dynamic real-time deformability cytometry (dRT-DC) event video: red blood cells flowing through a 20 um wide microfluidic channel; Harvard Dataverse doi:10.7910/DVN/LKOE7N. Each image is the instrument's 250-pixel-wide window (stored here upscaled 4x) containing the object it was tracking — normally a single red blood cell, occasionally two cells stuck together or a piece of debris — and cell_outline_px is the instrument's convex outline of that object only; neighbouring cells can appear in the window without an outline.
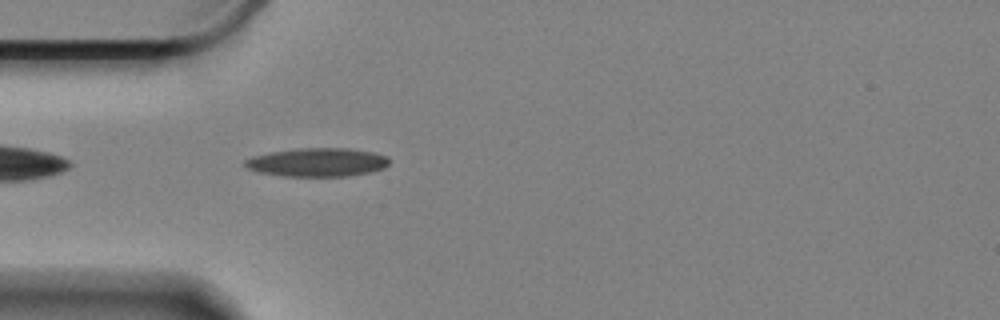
{"species": "Egyptian fruit bat (a non-hibernating species)", "species_latin": "Rousettus aegyptiacus", "temperature_condition": "cold", "stored_images_in_passage": 45, "camera_frame_rate_fps": 3000, "um_per_image_px": 0.085, "animal": {"sex": "female"}, "frame": {"image": 1, "passage_image": 3, "time_ms": 0.667, "image_size_px": [1000, 320], "cell_outline_px": [[388, 164], [384, 168], [368, 172], [348, 176], [284, 176], [256, 172], [248, 168], [244, 164], [244, 160], [252, 156], [272, 152], [300, 148], [348, 148], [376, 152], [388, 156]], "centroid_in_image_um": [26.98, 13.79], "position_along_channel_um": 58.0, "area_um2": 24.04}}
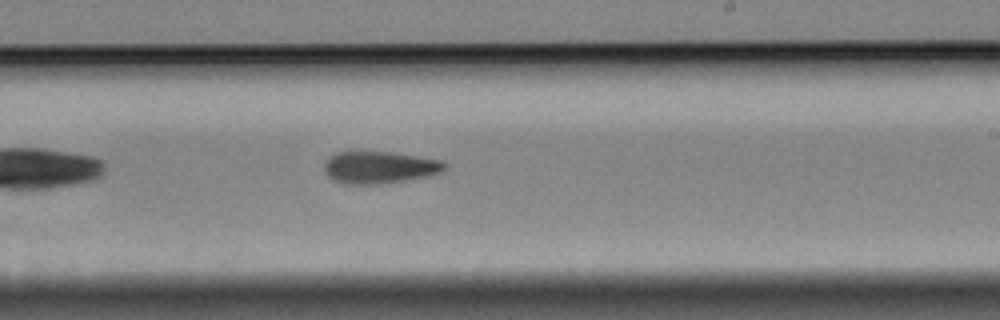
{"frame": {"image": 2, "passage_image": 21, "time_ms": 6.667, "image_size_px": [1000, 320], "cell_outline_px": [[448, 164], [444, 172], [428, 176], [388, 184], [340, 184], [332, 180], [324, 172], [324, 164], [336, 152], [392, 152], [444, 160]], "centroid_in_image_um": [32.31, 14.25], "position_along_channel_um": 256.7, "area_um2": 23.0}}
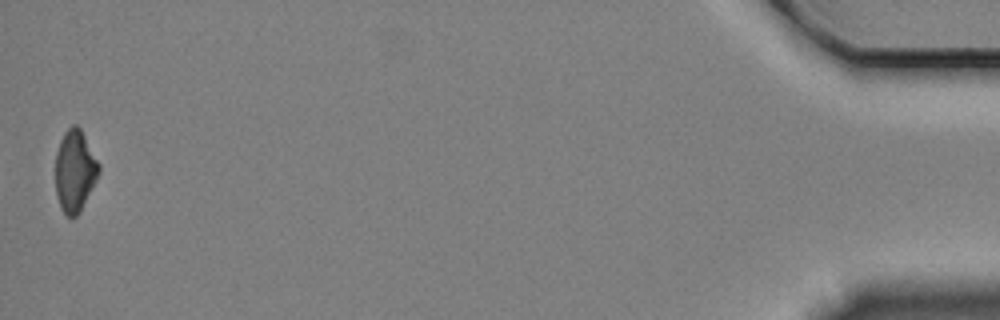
{"frame": {"image": 3, "passage_image": 45, "time_ms": 14.667, "image_size_px": [1000, 320], "cell_outline_px": [[100, 172], [80, 212], [76, 216], [68, 216], [60, 208], [56, 192], [56, 152], [60, 140], [64, 132], [72, 124], [76, 124], [80, 128], [100, 164]], "centroid_in_image_um": [6.37, 14.51], "position_along_channel_um": 428.8, "area_um2": 20.58}, "authors_computed_cell_mechanics": {"area_um2": 22.4264, "velocity_mm_per_s": 3.3353, "shape_relaxation_time_tau1_ms": 7.9233, "shape_relaxation_time_tau2_ms": null, "deformation_change_tau1": 0.1702, "deformation_change_tau2": null}}